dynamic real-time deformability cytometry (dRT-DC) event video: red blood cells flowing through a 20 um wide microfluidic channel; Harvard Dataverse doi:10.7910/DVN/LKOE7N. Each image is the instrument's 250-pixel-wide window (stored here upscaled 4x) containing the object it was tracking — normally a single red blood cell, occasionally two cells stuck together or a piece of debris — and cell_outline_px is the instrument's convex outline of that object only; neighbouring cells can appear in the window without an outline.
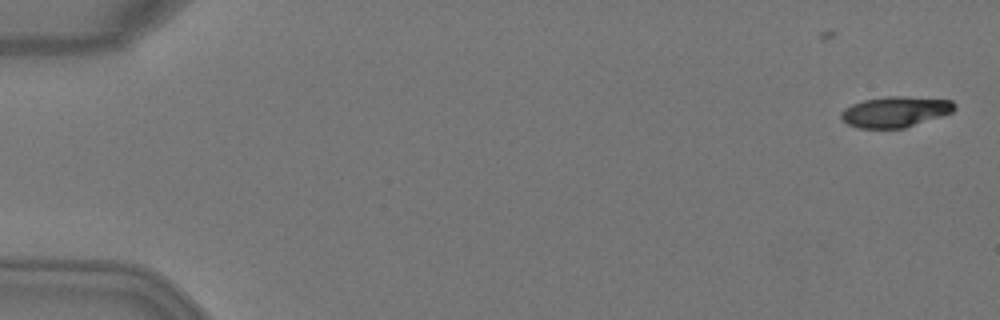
{"species": "Egyptian fruit bat (a non-hibernating species)", "species_latin": "Rousettus aegyptiacus", "temperature_condition": "warm", "stored_images_in_passage": 7, "camera_frame_rate_fps": 3000, "um_per_image_px": 0.085, "animal": {"sex": "female"}, "frame": {"image": 1, "passage_image": 2, "time_ms": 0.333, "image_size_px": [1000, 320], "cell_outline_px": [[956, 108], [952, 112], [904, 128], [856, 128], [848, 124], [840, 116], [840, 112], [844, 108], [852, 104], [864, 100], [888, 96], [904, 96], [952, 100], [956, 104]], "centroid_in_image_um": [76.09, 9.49], "position_along_channel_um": 8.9, "area_um2": 20.23}}